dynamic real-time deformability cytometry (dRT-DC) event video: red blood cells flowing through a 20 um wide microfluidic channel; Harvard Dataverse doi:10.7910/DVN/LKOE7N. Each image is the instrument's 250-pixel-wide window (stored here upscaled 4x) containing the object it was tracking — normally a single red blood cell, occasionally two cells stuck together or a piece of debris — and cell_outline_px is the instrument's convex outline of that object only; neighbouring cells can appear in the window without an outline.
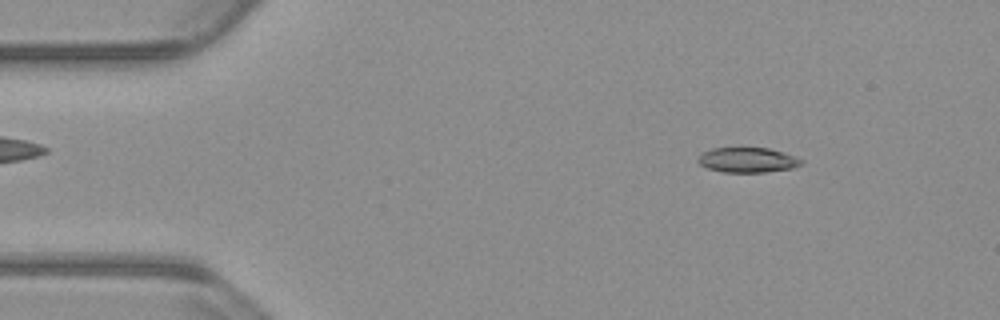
{"species": "common noctule bat (a hibernating species)", "species_latin": "Nyctalus noctula", "temperature_condition": "warm", "stored_images_in_passage": 53, "camera_frame_rate_fps": 3000, "um_per_image_px": 0.085, "animal": {"sex": "male", "body_mass_g": 23.1, "forearm_length_mm": 52.7}, "frame": {"image": 1, "passage_image": 6, "time_ms": 1.667, "image_size_px": [1000, 320], "cell_outline_px": [[804, 164], [792, 168], [764, 172], [724, 172], [708, 168], [700, 164], [696, 160], [704, 152], [712, 148], [768, 148], [784, 152], [796, 156], [804, 160]], "centroid_in_image_um": [63.6, 13.6], "position_along_channel_um": 21.4, "area_um2": 15.03}}
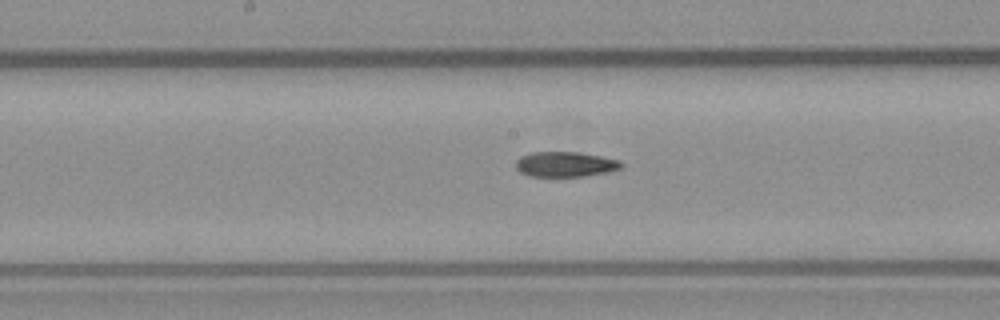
{"frame": {"image": 2, "passage_image": 26, "time_ms": 8.333, "image_size_px": [1000, 320], "cell_outline_px": [[624, 164], [620, 168], [608, 172], [584, 176], [528, 176], [520, 172], [516, 168], [516, 160], [520, 156], [532, 152], [576, 152], [600, 156], [620, 160]], "centroid_in_image_um": [48.03, 13.96], "position_along_channel_um": 200.2, "area_um2": 15.43}}
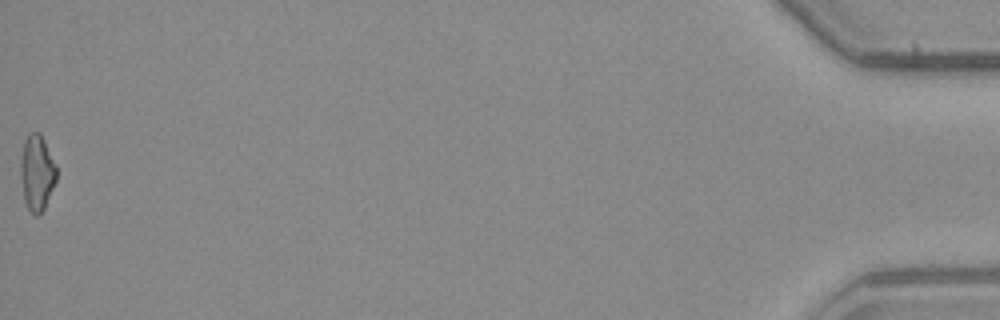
{"frame": {"image": 3, "passage_image": 53, "time_ms": 17.333, "image_size_px": [1000, 320], "cell_outline_px": [[56, 180], [44, 208], [36, 216], [28, 208], [24, 200], [20, 176], [20, 160], [24, 140], [28, 132], [40, 132], [56, 164]], "centroid_in_image_um": [3.12, 14.63], "position_along_channel_um": 432.1, "area_um2": 15.84}, "authors_computed_cell_mechanics": {"area_um2": 15.606, "velocity_mm_per_s": 3.8165, "shape_relaxation_time_tau1_ms": null, "shape_relaxation_time_tau2_ms": 9.093, "deformation_change_tau1": null, "deformation_change_tau2": 0.1855}}